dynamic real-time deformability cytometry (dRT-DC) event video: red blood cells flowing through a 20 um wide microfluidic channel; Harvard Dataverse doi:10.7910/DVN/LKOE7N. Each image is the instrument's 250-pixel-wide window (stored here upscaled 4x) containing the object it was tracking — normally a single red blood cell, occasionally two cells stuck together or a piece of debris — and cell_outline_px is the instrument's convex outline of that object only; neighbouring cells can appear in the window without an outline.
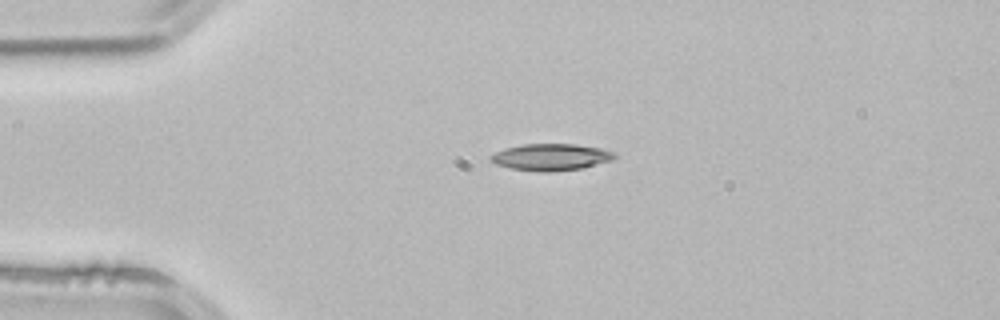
{"species": "common noctule bat (a hibernating species)", "species_latin": "Nyctalus noctula", "temperature_condition": "room temperature", "stored_images_in_passage": 2, "camera_frame_rate_fps": 3000, "um_per_image_px": 0.085, "animal": {"sex": "male", "body_mass_g": 21.5, "forearm_length_mm": 52.0}, "frame": {"image": 1, "passage_image": 1, "time_ms": 0.0, "image_size_px": [1000, 320], "cell_outline_px": [[616, 156], [612, 160], [580, 168], [548, 172], [540, 172], [512, 168], [496, 164], [488, 160], [488, 156], [504, 148], [524, 144], [576, 144], [600, 148], [612, 152]], "centroid_in_image_um": [46.77, 13.34], "position_along_channel_um": 38.2, "area_um2": 19.13}}
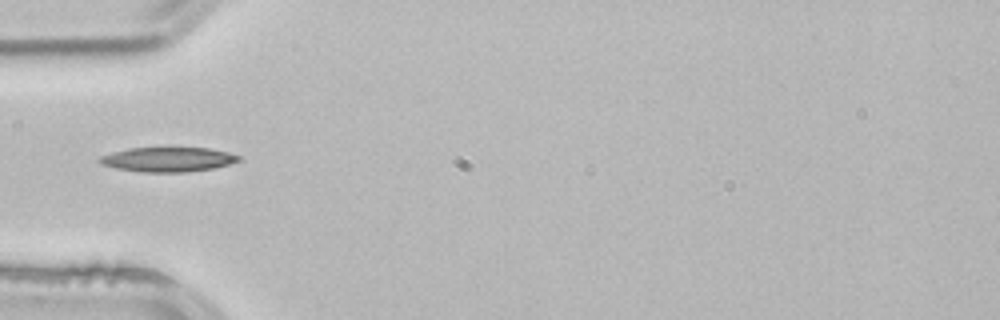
{"frame": {"image": 2, "passage_image": 2, "time_ms": 0.333, "image_size_px": [1000, 320], "cell_outline_px": [[240, 160], [228, 164], [212, 168], [188, 172], [144, 172], [116, 168], [104, 164], [100, 160], [100, 156], [112, 152], [128, 148], [168, 144], [208, 148], [228, 152], [240, 156]], "centroid_in_image_um": [14.29, 13.49], "position_along_channel_um": 70.7, "area_um2": 20.75}}